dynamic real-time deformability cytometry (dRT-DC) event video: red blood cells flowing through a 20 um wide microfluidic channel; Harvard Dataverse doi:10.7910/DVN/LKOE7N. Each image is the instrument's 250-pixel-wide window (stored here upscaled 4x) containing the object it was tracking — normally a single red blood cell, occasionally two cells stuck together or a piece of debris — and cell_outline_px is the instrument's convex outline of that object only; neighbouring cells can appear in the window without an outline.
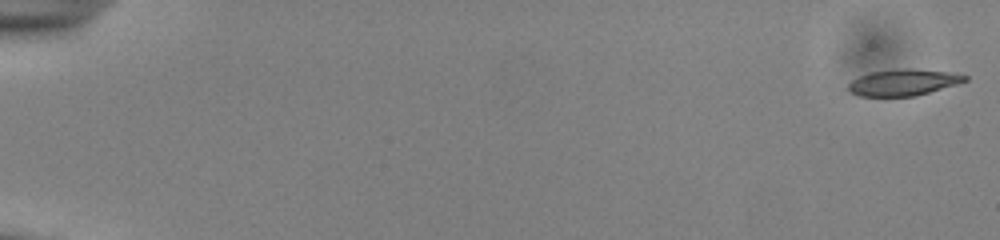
{"species": "common noctule bat (a hibernating species)", "species_latin": "Nyctalus noctula", "temperature_condition": "cold", "stored_images_in_passage": 54, "camera_frame_rate_fps": 3000, "um_per_image_px": 0.085, "animal": {"sex": "male", "body_mass_g": 13.0, "forearm_length_mm": 53.1}, "frame": {"image": 1, "passage_image": 1, "time_ms": 0.0, "image_size_px": [1000, 240], "cell_outline_px": [[968, 80], [956, 84], [916, 96], [860, 96], [852, 92], [848, 88], [848, 84], [852, 80], [860, 76], [872, 72], [904, 68], [912, 68], [948, 72], [968, 76]], "centroid_in_image_um": [76.79, 7.0], "position_along_channel_um": 8.2, "area_um2": 17.69}}
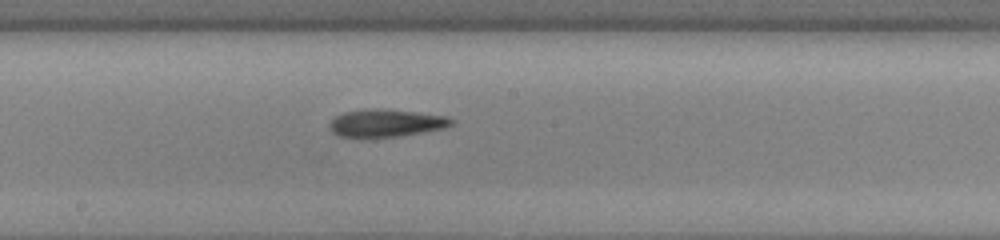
{"frame": {"image": 2, "passage_image": 31, "time_ms": 10.0, "image_size_px": [1000, 240], "cell_outline_px": [[456, 120], [452, 124], [444, 128], [400, 136], [368, 140], [336, 136], [328, 128], [328, 124], [336, 116], [344, 112], [376, 108], [416, 112], [448, 116]], "centroid_in_image_um": [32.76, 10.5], "position_along_channel_um": 215.4, "area_um2": 20.29}}
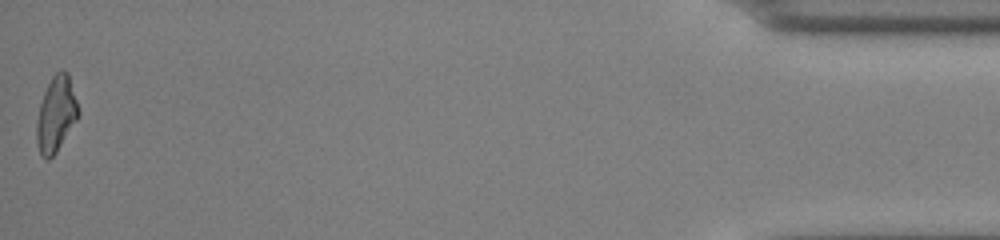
{"frame": {"image": 3, "passage_image": 54, "time_ms": 17.667, "image_size_px": [1000, 240], "cell_outline_px": [[80, 116], [56, 152], [48, 160], [40, 156], [36, 140], [36, 120], [40, 104], [44, 92], [52, 76], [56, 72], [68, 72], [80, 112]], "centroid_in_image_um": [4.77, 9.74], "position_along_channel_um": 430.4, "area_um2": 18.38}}